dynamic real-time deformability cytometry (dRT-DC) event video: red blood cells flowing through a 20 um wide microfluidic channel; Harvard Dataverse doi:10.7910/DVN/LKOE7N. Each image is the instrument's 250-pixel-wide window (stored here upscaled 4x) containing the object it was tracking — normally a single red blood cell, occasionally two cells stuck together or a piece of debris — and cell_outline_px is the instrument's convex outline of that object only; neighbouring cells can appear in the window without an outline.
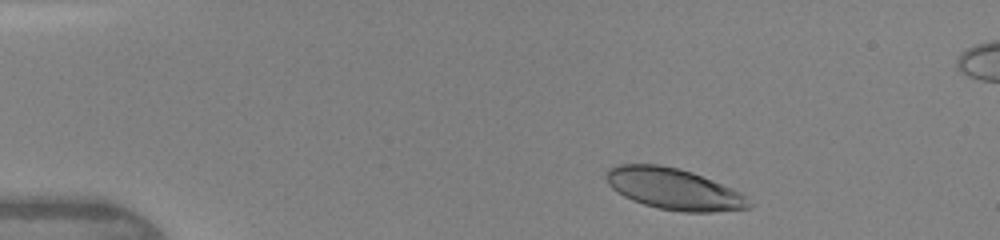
{"species": "human", "species_latin": "Homo sapiens", "temperature_condition": "warm", "stored_images_in_passage": 5, "camera_frame_rate_fps": 3000, "um_per_image_px": 0.085, "donor": {"sex": "female"}, "frame": {"image": 1, "passage_image": 2, "time_ms": 0.667, "image_size_px": [1000, 240], "cell_outline_px": [[756, 204], [752, 208], [712, 212], [684, 212], [660, 208], [644, 204], [632, 200], [616, 192], [608, 184], [604, 176], [608, 168], [616, 164], [660, 164], [692, 172], [732, 188], [740, 192]], "centroid_in_image_um": [57.28, 16.06], "position_along_channel_um": 27.7, "area_um2": 34.56}}